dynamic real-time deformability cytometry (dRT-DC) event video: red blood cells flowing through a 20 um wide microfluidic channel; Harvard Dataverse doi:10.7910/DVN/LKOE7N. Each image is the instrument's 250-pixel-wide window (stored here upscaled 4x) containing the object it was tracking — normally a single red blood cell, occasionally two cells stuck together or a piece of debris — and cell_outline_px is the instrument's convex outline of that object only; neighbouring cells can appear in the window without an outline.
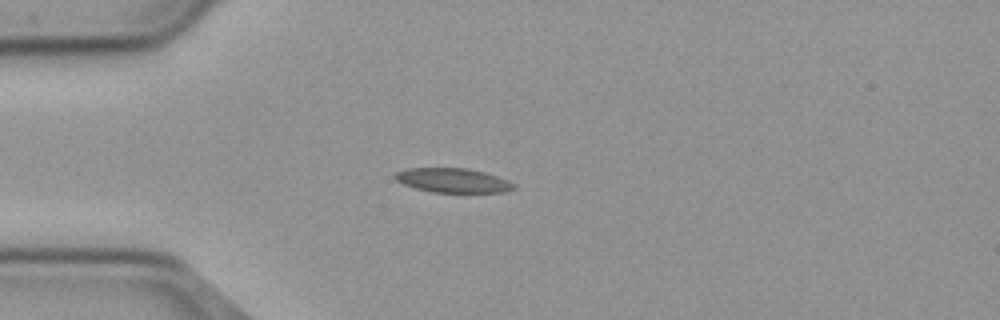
{"species": "common noctule bat (a hibernating species)", "species_latin": "Nyctalus noctula", "temperature_condition": "cold", "stored_images_in_passage": 5, "camera_frame_rate_fps": 3000, "um_per_image_px": 0.085, "animal": {"sex": "male", "body_mass_g": 23.1, "forearm_length_mm": 52.7}, "frame": {"image": 1, "passage_image": 1, "time_ms": 0.0, "image_size_px": [1000, 320], "cell_outline_px": [[516, 188], [504, 192], [432, 192], [416, 188], [404, 184], [396, 180], [392, 176], [396, 172], [408, 168], [468, 168], [484, 172], [508, 180], [516, 184]], "centroid_in_image_um": [38.5, 15.33], "position_along_channel_um": 46.5, "area_um2": 16.82}}